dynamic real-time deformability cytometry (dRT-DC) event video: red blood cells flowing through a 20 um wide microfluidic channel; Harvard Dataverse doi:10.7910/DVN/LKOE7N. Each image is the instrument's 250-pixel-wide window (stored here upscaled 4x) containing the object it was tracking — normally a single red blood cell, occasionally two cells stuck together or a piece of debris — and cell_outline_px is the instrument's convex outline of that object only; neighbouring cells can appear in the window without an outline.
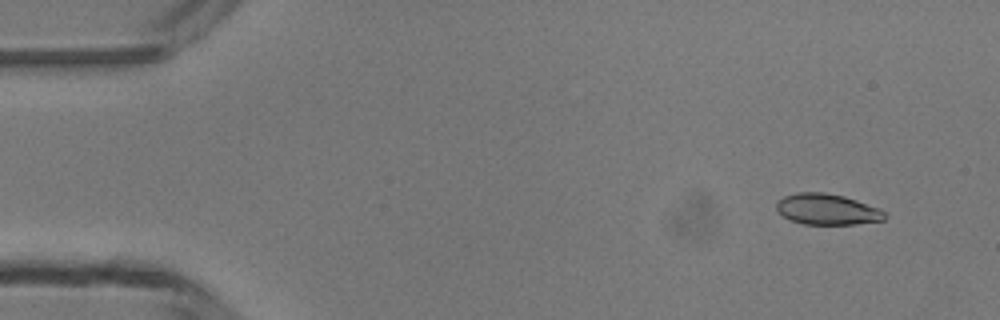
{"species": "common noctule bat (a hibernating species)", "species_latin": "Nyctalus noctula", "temperature_condition": "room temperature", "stored_images_in_passage": 3, "camera_frame_rate_fps": 3000, "um_per_image_px": 0.085, "animal": {"sex": "male", "body_mass_g": 13.3}, "frame": {"image": 1, "passage_image": 1, "time_ms": 0.0, "image_size_px": [1000, 320], "cell_outline_px": [[888, 216], [884, 220], [856, 224], [804, 224], [792, 220], [784, 216], [776, 208], [776, 204], [784, 196], [796, 192], [824, 192], [844, 196], [880, 208]], "centroid_in_image_um": [70.34, 17.79], "position_along_channel_um": 14.7, "area_um2": 19.42}}